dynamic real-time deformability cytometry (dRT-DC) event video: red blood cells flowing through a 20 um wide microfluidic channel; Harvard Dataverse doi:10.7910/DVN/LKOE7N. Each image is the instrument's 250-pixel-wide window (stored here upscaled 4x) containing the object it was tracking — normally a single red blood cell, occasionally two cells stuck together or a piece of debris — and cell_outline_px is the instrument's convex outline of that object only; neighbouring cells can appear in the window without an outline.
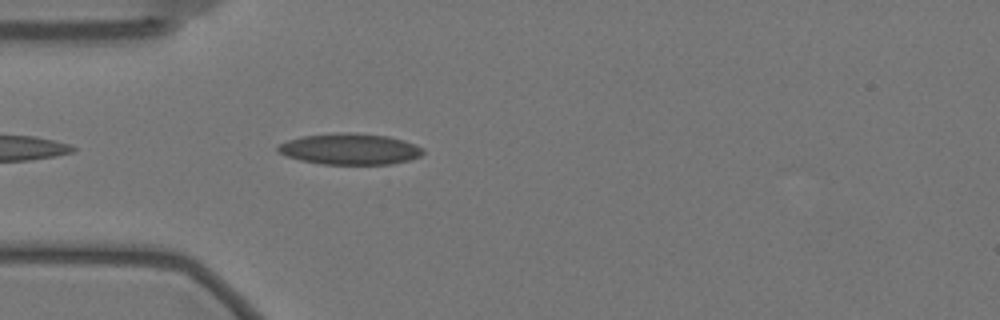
{"species": "Egyptian fruit bat (a non-hibernating species)", "species_latin": "Rousettus aegyptiacus", "temperature_condition": "warm", "stored_images_in_passage": 38, "camera_frame_rate_fps": 3000, "um_per_image_px": 0.085, "animal": {"sex": "female"}, "frame": {"image": 1, "passage_image": 4, "time_ms": 1.0, "image_size_px": [1000, 320], "cell_outline_px": [[424, 152], [420, 156], [408, 160], [392, 164], [324, 164], [300, 160], [288, 156], [280, 152], [276, 148], [280, 144], [288, 140], [300, 136], [340, 132], [356, 132], [388, 136], [404, 140], [424, 148]], "centroid_in_image_um": [29.77, 12.65], "position_along_channel_um": 55.2, "area_um2": 26.36}}
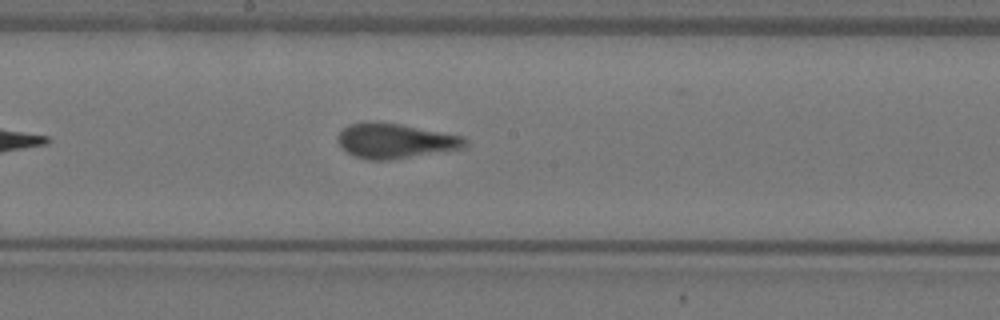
{"frame": {"image": 2, "passage_image": 18, "time_ms": 5.667, "image_size_px": [1000, 320], "cell_outline_px": [[468, 144], [464, 148], [392, 160], [368, 160], [352, 156], [336, 140], [340, 132], [348, 124], [400, 124], [464, 136], [468, 140]], "centroid_in_image_um": [33.66, 12.01], "position_along_channel_um": 214.5, "area_um2": 25.43}}
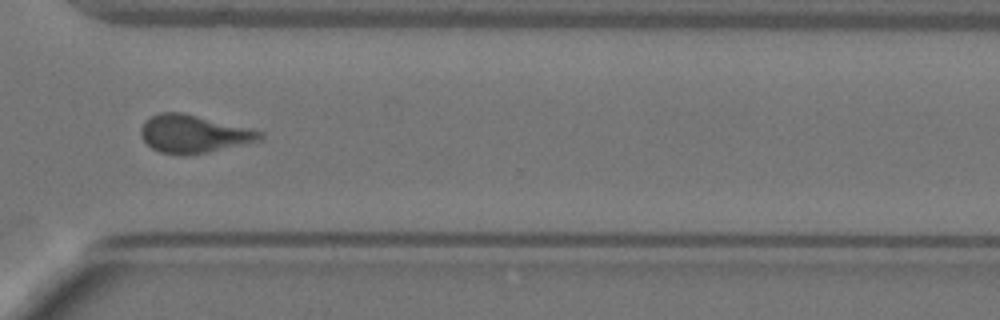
{"frame": {"image": 3, "passage_image": 30, "time_ms": 9.667, "image_size_px": [1000, 320], "cell_outline_px": [[264, 140], [208, 152], [188, 156], [180, 156], [160, 152], [152, 148], [144, 140], [140, 132], [140, 128], [152, 116], [160, 112], [184, 112], [264, 132]], "centroid_in_image_um": [16.49, 11.4], "position_along_channel_um": 354.1, "area_um2": 26.41}, "authors_computed_cell_mechanics": {"area_um2": 26.2412, "velocity_mm_per_s": 3.4992, "shape_relaxation_time_tau1_ms": null, "shape_relaxation_time_tau2_ms": 1.0586, "deformation_change_tau1": null, "deformation_change_tau2": 0.0912}}